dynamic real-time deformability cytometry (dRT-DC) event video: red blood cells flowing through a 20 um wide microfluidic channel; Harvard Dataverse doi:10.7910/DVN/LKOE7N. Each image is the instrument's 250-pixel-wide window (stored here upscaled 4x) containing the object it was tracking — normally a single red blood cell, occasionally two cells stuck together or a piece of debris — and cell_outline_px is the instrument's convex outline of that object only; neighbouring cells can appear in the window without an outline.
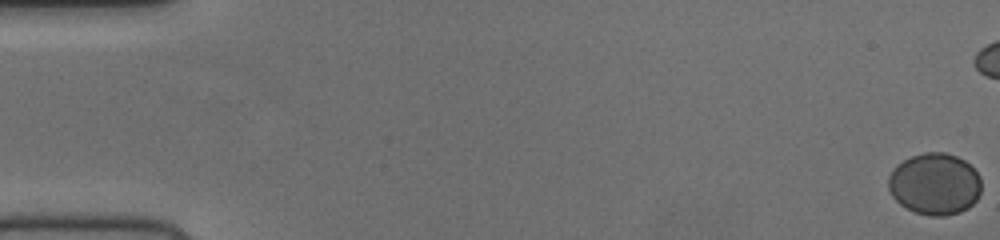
{"species": "human", "species_latin": "Homo sapiens", "temperature_condition": "cold", "stored_images_in_passage": 45, "camera_frame_rate_fps": 3000, "um_per_image_px": 0.085, "donor": {"sex": "female"}, "frame": {"image": 1, "passage_image": 1, "time_ms": 0.0, "image_size_px": [1000, 240], "cell_outline_px": [[980, 192], [976, 200], [968, 208], [960, 212], [944, 216], [932, 216], [916, 212], [900, 204], [892, 196], [888, 188], [888, 176], [892, 168], [896, 164], [912, 156], [924, 152], [944, 152], [956, 156], [964, 160], [980, 176]], "centroid_in_image_um": [79.43, 15.63], "position_along_channel_um": 5.6, "area_um2": 33.47}}
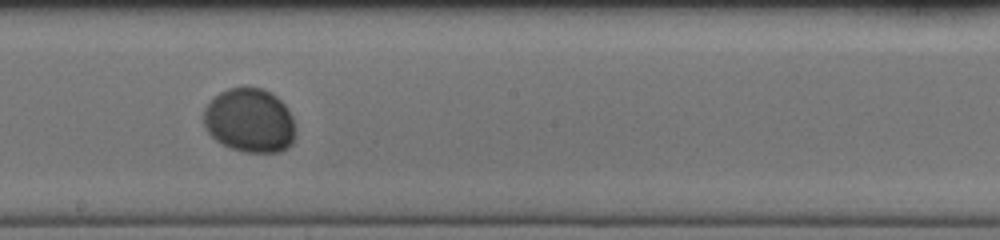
{"frame": {"image": 2, "passage_image": 31, "time_ms": 10.0, "image_size_px": [1000, 240], "cell_outline_px": [[296, 136], [292, 144], [288, 148], [280, 152], [244, 152], [232, 148], [216, 140], [204, 128], [204, 108], [220, 92], [228, 88], [264, 88], [272, 92], [288, 108], [292, 116], [296, 128]], "centroid_in_image_um": [21.26, 10.25], "position_along_channel_um": 226.9, "area_um2": 34.56}}
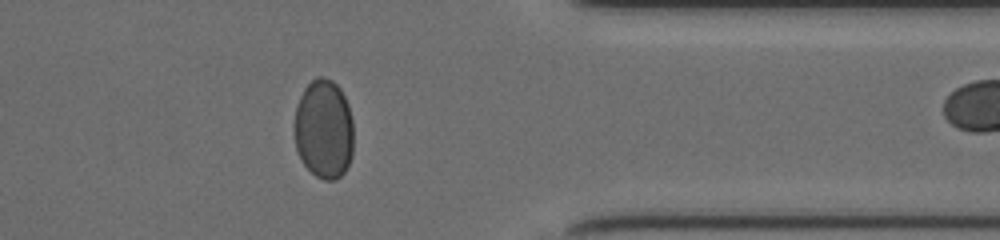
{"frame": {"image": 3, "passage_image": 44, "time_ms": 14.333, "image_size_px": [1000, 240], "cell_outline_px": [[352, 156], [344, 172], [336, 180], [324, 180], [316, 176], [304, 164], [296, 148], [292, 132], [292, 124], [296, 108], [300, 96], [304, 88], [316, 76], [324, 76], [332, 80], [340, 88], [348, 104], [352, 120]], "centroid_in_image_um": [27.49, 10.96], "position_along_channel_um": 383.9, "area_um2": 34.74}}